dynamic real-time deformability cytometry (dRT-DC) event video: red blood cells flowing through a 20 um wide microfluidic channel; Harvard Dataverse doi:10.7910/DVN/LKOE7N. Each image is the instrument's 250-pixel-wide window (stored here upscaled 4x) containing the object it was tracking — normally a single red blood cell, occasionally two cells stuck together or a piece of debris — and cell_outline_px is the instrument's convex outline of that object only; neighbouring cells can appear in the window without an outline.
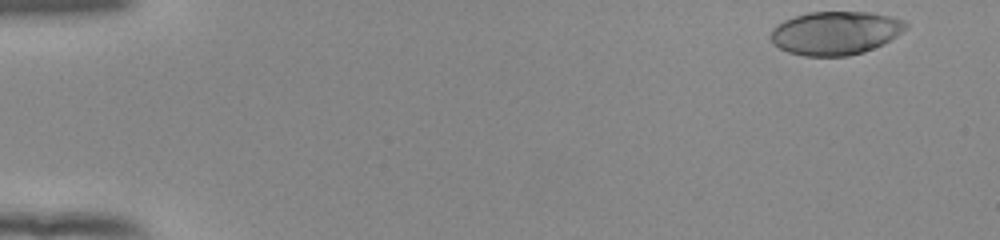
{"species": "human", "species_latin": "Homo sapiens", "temperature_condition": "room temperature", "stored_images_in_passage": 51, "camera_frame_rate_fps": 3000, "um_per_image_px": 0.085, "donor": {"sex": "female"}, "frame": {"image": 1, "passage_image": 1, "time_ms": 0.0, "image_size_px": [1000, 240], "cell_outline_px": [[908, 28], [896, 36], [864, 52], [848, 56], [804, 56], [788, 52], [772, 44], [772, 28], [776, 24], [784, 20], [808, 12], [868, 12], [892, 16], [904, 20], [908, 24]], "centroid_in_image_um": [71.01, 2.8], "position_along_channel_um": 14.0, "area_um2": 34.16}}
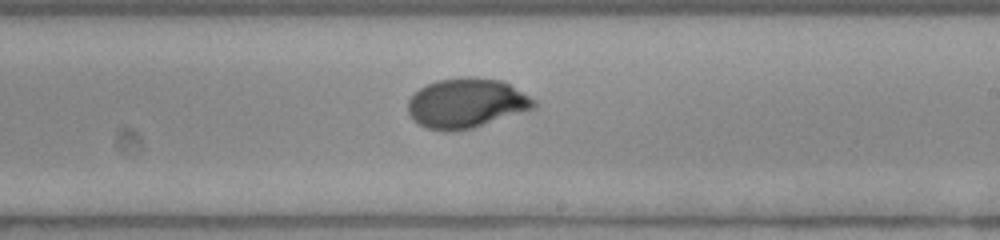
{"frame": {"image": 2, "passage_image": 30, "time_ms": 9.667, "image_size_px": [1000, 240], "cell_outline_px": [[536, 108], [472, 128], [452, 132], [444, 132], [428, 128], [420, 124], [408, 112], [408, 100], [420, 88], [436, 80], [464, 76], [468, 76], [500, 80], [508, 84], [536, 100]], "centroid_in_image_um": [39.65, 8.77], "position_along_channel_um": 249.4, "area_um2": 36.3}}
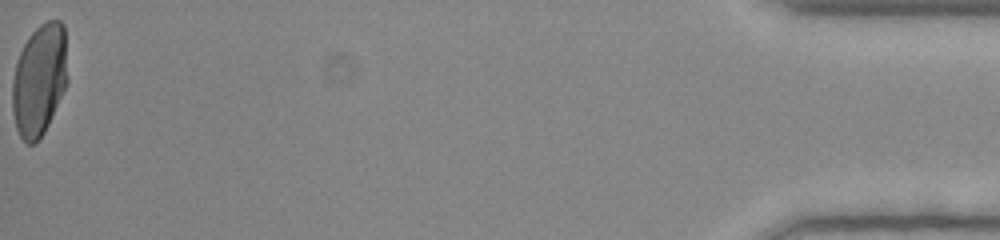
{"frame": {"image": 3, "passage_image": 51, "time_ms": 16.667, "image_size_px": [1000, 240], "cell_outline_px": [[68, 80], [48, 124], [44, 132], [32, 144], [28, 144], [20, 136], [16, 128], [12, 112], [12, 80], [16, 60], [28, 36], [40, 24], [48, 20], [60, 20], [64, 24]], "centroid_in_image_um": [3.33, 6.75], "position_along_channel_um": 431.9, "area_um2": 36.01}, "authors_computed_cell_mechanics": {"area_um2": 35.547, "velocity_mm_per_s": 3.9082, "shape_relaxation_time_tau1_ms": 4.8103, "shape_relaxation_time_tau2_ms": null, "deformation_change_tau1": 0.2125, "deformation_change_tau2": null}}